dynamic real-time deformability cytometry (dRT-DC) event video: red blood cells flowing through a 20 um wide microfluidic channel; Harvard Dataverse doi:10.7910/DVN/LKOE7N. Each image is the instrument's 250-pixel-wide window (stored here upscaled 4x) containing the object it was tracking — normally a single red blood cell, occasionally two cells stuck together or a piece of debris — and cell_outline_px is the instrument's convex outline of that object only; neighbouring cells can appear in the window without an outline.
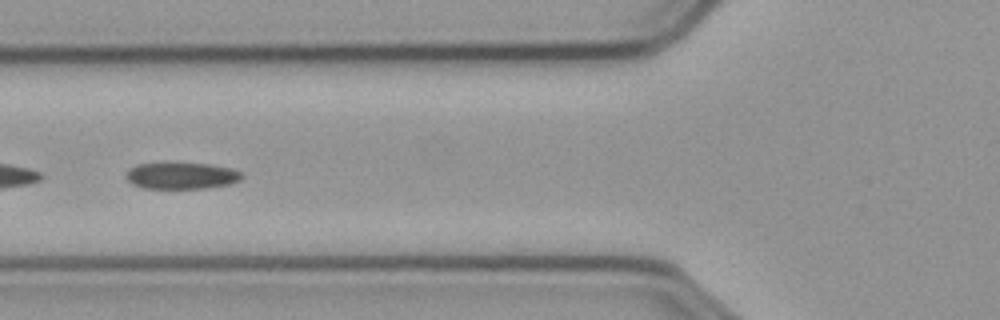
{"species": "common noctule bat (a hibernating species)", "species_latin": "Nyctalus noctula", "temperature_condition": "cold", "stored_images_in_passage": 58, "camera_frame_rate_fps": 3000, "um_per_image_px": 0.085, "animal": {"sex": "male", "body_mass_g": 23.1, "forearm_length_mm": 52.7}, "frame": {"image": 1, "passage_image": 22, "time_ms": 7.0, "image_size_px": [1000, 320], "cell_outline_px": [[244, 176], [240, 180], [232, 184], [204, 188], [144, 188], [132, 184], [128, 180], [128, 168], [136, 164], [208, 164], [228, 168], [240, 172]], "centroid_in_image_um": [15.44, 14.95], "position_along_channel_um": 110.4, "area_um2": 17.51}}
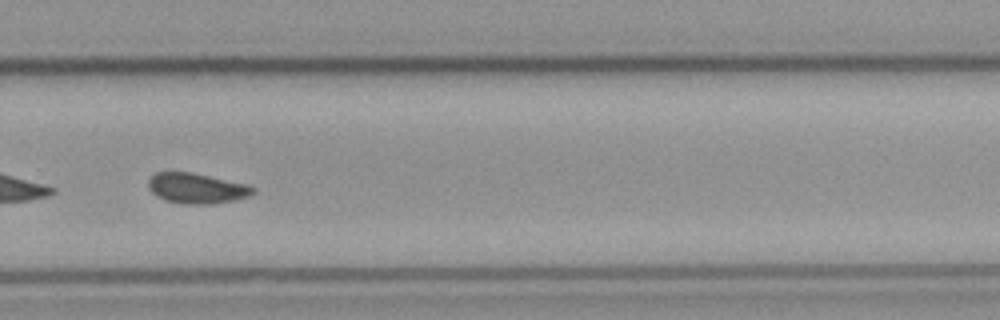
{"frame": {"image": 2, "passage_image": 39, "time_ms": 12.667, "image_size_px": [1000, 320], "cell_outline_px": [[256, 192], [248, 196], [236, 200], [208, 204], [180, 204], [164, 200], [156, 196], [148, 188], [148, 180], [156, 172], [192, 172], [248, 184], [256, 188]], "centroid_in_image_um": [16.73, 16.01], "position_along_channel_um": 313.1, "area_um2": 18.73}}
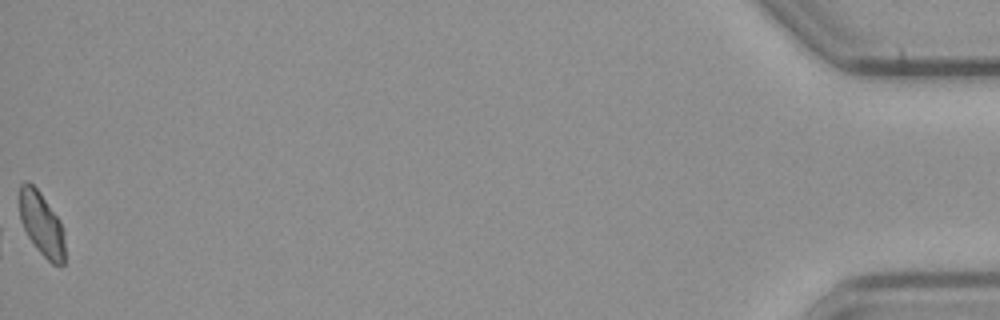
{"frame": {"image": 3, "passage_image": 58, "time_ms": 19.0, "image_size_px": [1000, 320], "cell_outline_px": [[64, 264], [52, 264], [36, 248], [28, 236], [20, 220], [20, 184], [24, 180], [28, 180], [40, 192], [60, 220], [64, 232]], "centroid_in_image_um": [3.53, 19.02], "position_along_channel_um": 431.7, "area_um2": 16.76}, "authors_computed_cell_mechanics": {"area_um2": 18.7272, "velocity_mm_per_s": 3.5767, "shape_relaxation_time_tau1_ms": null, "shape_relaxation_time_tau2_ms": 2.9976, "deformation_change_tau1": null, "deformation_change_tau2": 0.0824}}